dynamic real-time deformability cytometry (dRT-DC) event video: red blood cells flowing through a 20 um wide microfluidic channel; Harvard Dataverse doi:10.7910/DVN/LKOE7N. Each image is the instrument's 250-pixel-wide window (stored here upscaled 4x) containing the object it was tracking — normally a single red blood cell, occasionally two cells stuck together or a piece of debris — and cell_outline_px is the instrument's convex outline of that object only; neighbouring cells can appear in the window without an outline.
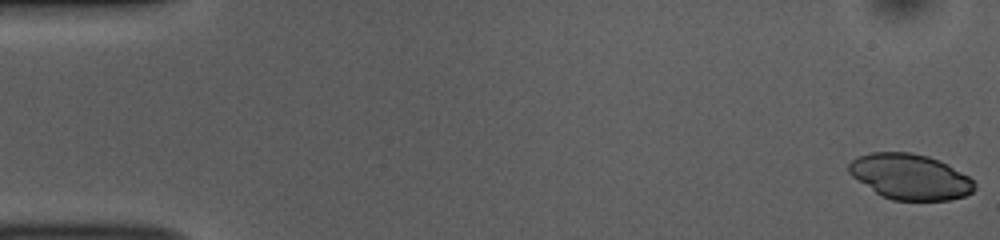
{"species": "common noctule bat (a hibernating species)", "species_latin": "Nyctalus noctula", "temperature_condition": "room temperature", "stored_images_in_passage": 51, "camera_frame_rate_fps": 3000, "um_per_image_px": 0.085, "animal": {"sex": "female", "body_mass_g": 10.0, "forearm_length_mm": 53.1}, "frame": {"image": 1, "passage_image": 1, "time_ms": 0.0, "image_size_px": [1000, 240], "cell_outline_px": [[976, 188], [972, 192], [964, 196], [948, 200], [892, 200], [880, 196], [852, 176], [848, 172], [848, 164], [852, 160], [860, 156], [872, 152], [908, 152], [928, 156], [940, 160], [948, 164], [968, 176], [976, 184]], "centroid_in_image_um": [77.36, 15.02], "position_along_channel_um": 7.6, "area_um2": 33.35}}